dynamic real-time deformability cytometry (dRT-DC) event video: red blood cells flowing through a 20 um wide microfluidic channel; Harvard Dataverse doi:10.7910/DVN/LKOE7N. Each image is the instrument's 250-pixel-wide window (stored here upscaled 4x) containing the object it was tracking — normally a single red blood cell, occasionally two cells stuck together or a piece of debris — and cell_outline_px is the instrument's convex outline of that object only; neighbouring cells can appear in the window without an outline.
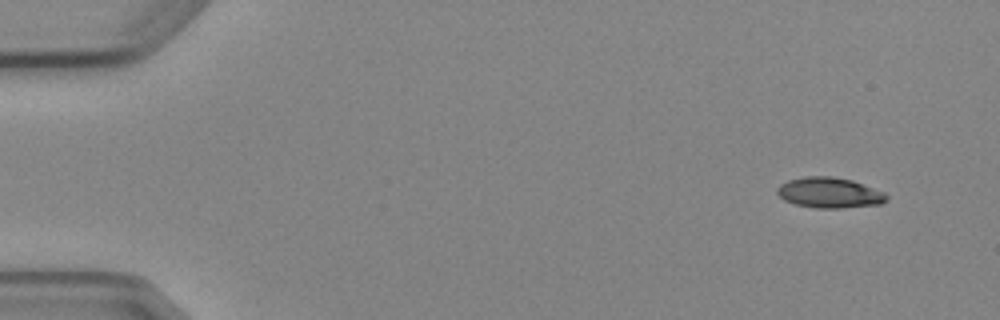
{"species": "Egyptian fruit bat (a non-hibernating species)", "species_latin": "Rousettus aegyptiacus", "temperature_condition": "cold", "stored_images_in_passage": 5, "camera_frame_rate_fps": 3000, "um_per_image_px": 0.085, "animal": {"sex": "female"}, "frame": {"image": 1, "passage_image": 1, "time_ms": 0.0, "image_size_px": [1000, 320], "cell_outline_px": [[888, 200], [880, 204], [840, 208], [816, 208], [796, 204], [784, 200], [776, 192], [776, 188], [780, 184], [788, 180], [804, 176], [832, 176], [852, 180], [884, 192], [888, 196]], "centroid_in_image_um": [70.49, 16.37], "position_along_channel_um": 14.5, "area_um2": 19.48}}
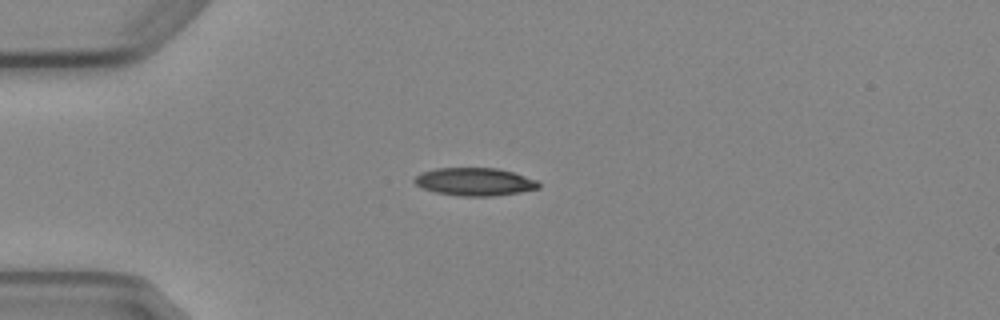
{"frame": {"image": 2, "passage_image": 4, "time_ms": 3.333, "image_size_px": [1000, 320], "cell_outline_px": [[540, 188], [520, 192], [492, 196], [460, 196], [436, 192], [420, 188], [412, 180], [420, 172], [436, 168], [496, 168], [512, 172], [536, 180], [540, 184]], "centroid_in_image_um": [40.31, 15.45], "position_along_channel_um": 44.7, "area_um2": 20.17}}